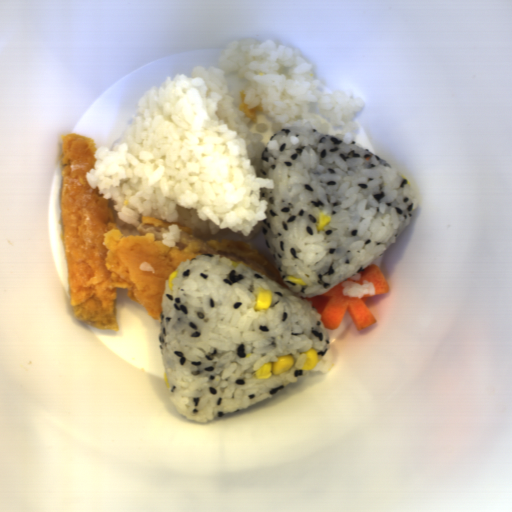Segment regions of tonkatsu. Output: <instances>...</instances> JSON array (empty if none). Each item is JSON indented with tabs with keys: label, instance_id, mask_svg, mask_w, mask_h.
Segmentation results:
<instances>
[{
	"label": "tonkatsu",
	"instance_id": "d4beea91",
	"mask_svg": "<svg viewBox=\"0 0 512 512\" xmlns=\"http://www.w3.org/2000/svg\"><path fill=\"white\" fill-rule=\"evenodd\" d=\"M93 138L67 134L60 157V200L67 293L73 315L87 327L119 332L115 293L139 303L149 317L162 322L165 282L181 262L203 254H220L275 280L289 289L271 260L250 244L202 239L177 222L143 216L139 235L124 234L113 203L92 189L86 175L95 165ZM179 225L174 247L161 234Z\"/></svg>",
	"mask_w": 512,
	"mask_h": 512
}]
</instances>
